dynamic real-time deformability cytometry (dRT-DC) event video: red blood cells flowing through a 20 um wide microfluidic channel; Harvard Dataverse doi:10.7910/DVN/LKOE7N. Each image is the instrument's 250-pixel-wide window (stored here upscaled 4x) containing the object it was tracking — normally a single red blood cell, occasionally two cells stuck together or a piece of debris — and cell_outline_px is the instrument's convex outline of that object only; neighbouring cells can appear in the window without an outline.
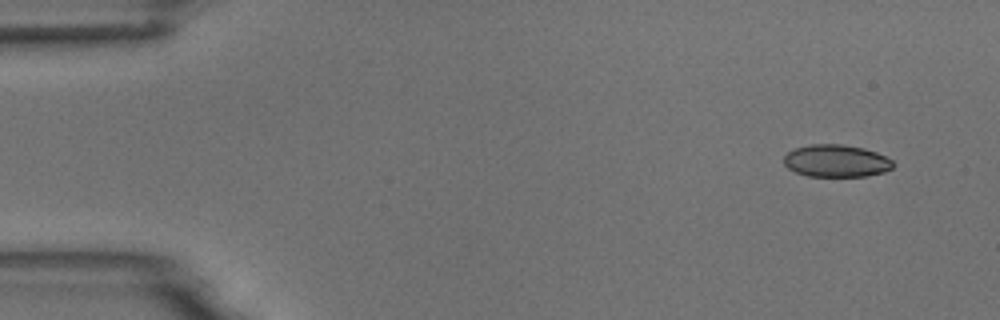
{"species": "common noctule bat (a hibernating species)", "species_latin": "Nyctalus noctula", "temperature_condition": "room temperature", "stored_images_in_passage": 8, "camera_frame_rate_fps": 3000, "um_per_image_px": 0.085, "animal": {"sex": "male", "body_mass_g": 18.8}, "frame": {"image": 1, "passage_image": 1, "time_ms": 0.0, "image_size_px": [1000, 320], "cell_outline_px": [[892, 168], [884, 172], [868, 176], [808, 176], [796, 172], [788, 168], [784, 164], [784, 156], [788, 152], [796, 148], [812, 144], [840, 144], [864, 148], [876, 152], [892, 160]], "centroid_in_image_um": [71.07, 13.68], "position_along_channel_um": 13.9, "area_um2": 20.46}}
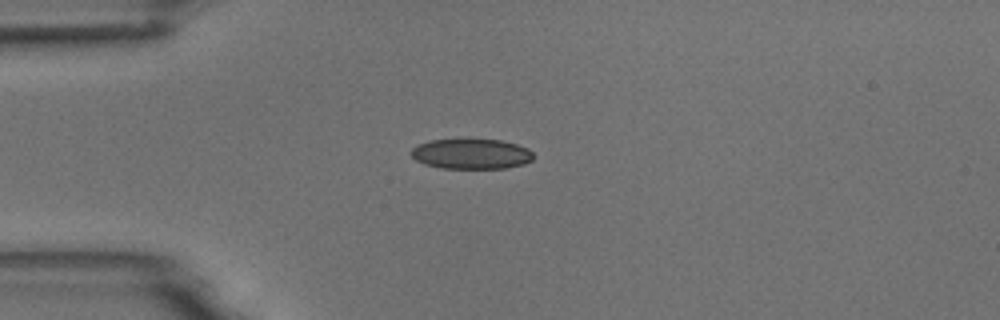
{"frame": {"image": 2, "passage_image": 4, "time_ms": 3.333, "image_size_px": [1000, 320], "cell_outline_px": [[532, 160], [524, 164], [504, 168], [440, 168], [424, 164], [416, 160], [412, 156], [412, 148], [416, 144], [432, 140], [500, 140], [516, 144], [528, 148], [532, 152]], "centroid_in_image_um": [40.05, 13.09], "position_along_channel_um": 45.0, "area_um2": 21.33}}
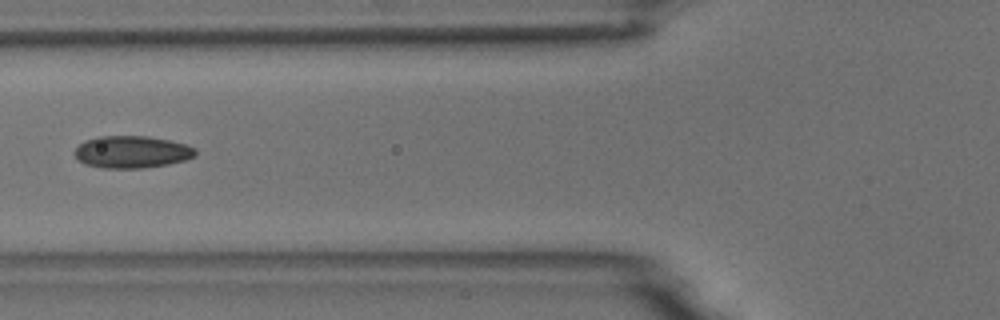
{"frame": {"image": 3, "passage_image": 6, "time_ms": 5.667, "image_size_px": [1000, 320], "cell_outline_px": [[196, 156], [184, 160], [168, 164], [144, 168], [100, 168], [84, 164], [76, 160], [72, 152], [84, 140], [96, 136], [148, 136], [188, 144], [196, 148]], "centroid_in_image_um": [11.17, 12.91], "position_along_channel_um": 114.6, "area_um2": 23.06}}